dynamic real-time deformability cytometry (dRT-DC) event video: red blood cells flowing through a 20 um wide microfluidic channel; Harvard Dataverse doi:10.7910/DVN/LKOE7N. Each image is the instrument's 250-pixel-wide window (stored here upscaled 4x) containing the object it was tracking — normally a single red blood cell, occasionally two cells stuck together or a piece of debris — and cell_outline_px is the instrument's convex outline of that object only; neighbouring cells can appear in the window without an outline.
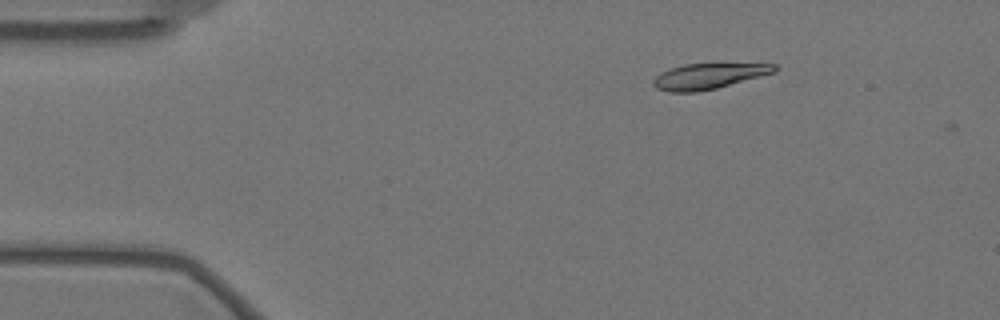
{"species": "Egyptian fruit bat (a non-hibernating species)", "species_latin": "Rousettus aegyptiacus", "temperature_condition": "warm", "stored_images_in_passage": 8, "camera_frame_rate_fps": 3000, "um_per_image_px": 0.085, "animal": {"sex": "female"}, "frame": {"image": 1, "passage_image": 1, "time_ms": 0.0, "image_size_px": [1000, 320], "cell_outline_px": [[776, 72], [716, 88], [696, 92], [668, 92], [656, 88], [652, 84], [652, 80], [660, 72], [684, 64], [776, 64]], "centroid_in_image_um": [60.18, 6.48], "position_along_channel_um": 24.8, "area_um2": 17.86}}